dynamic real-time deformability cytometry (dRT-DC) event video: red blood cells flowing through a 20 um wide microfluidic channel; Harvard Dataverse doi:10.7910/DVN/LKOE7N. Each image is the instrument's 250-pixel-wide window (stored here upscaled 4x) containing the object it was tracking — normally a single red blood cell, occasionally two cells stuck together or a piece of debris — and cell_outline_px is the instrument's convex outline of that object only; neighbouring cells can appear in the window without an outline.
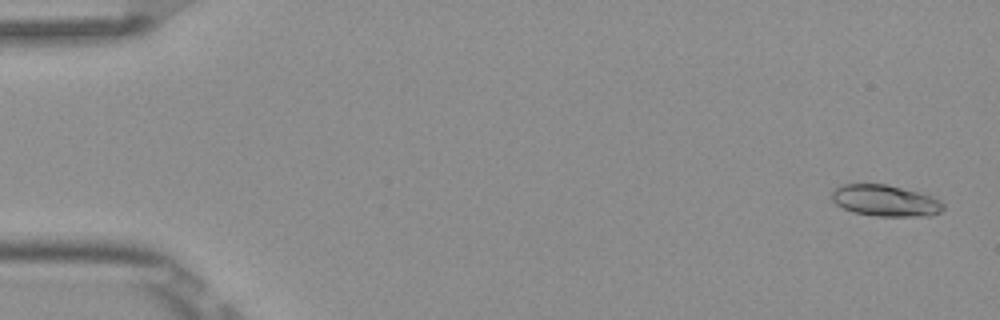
{"species": "Egyptian fruit bat (a non-hibernating species)", "species_latin": "Rousettus aegyptiacus", "temperature_condition": "room temperature", "stored_images_in_passage": 4, "camera_frame_rate_fps": 3000, "um_per_image_px": 0.085, "frame": {"image": 1, "passage_image": 1, "time_ms": 0.0, "image_size_px": [1000, 320], "cell_outline_px": [[944, 208], [940, 212], [932, 216], [876, 216], [852, 212], [836, 204], [832, 200], [832, 192], [840, 184], [888, 184], [920, 192], [940, 200], [944, 204]], "centroid_in_image_um": [75.27, 17.05], "position_along_channel_um": 9.7, "area_um2": 20.52}}
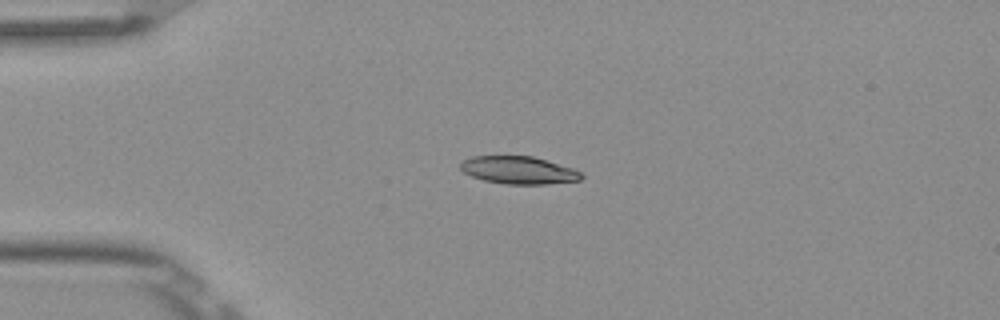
{"frame": {"image": 2, "passage_image": 4, "time_ms": 1.0, "image_size_px": [1000, 320], "cell_outline_px": [[584, 176], [580, 180], [548, 184], [504, 184], [484, 180], [472, 176], [464, 172], [460, 168], [460, 164], [464, 160], [472, 156], [532, 156], [572, 168], [584, 172]], "centroid_in_image_um": [44.11, 14.47], "position_along_channel_um": 40.9, "area_um2": 19.42}}